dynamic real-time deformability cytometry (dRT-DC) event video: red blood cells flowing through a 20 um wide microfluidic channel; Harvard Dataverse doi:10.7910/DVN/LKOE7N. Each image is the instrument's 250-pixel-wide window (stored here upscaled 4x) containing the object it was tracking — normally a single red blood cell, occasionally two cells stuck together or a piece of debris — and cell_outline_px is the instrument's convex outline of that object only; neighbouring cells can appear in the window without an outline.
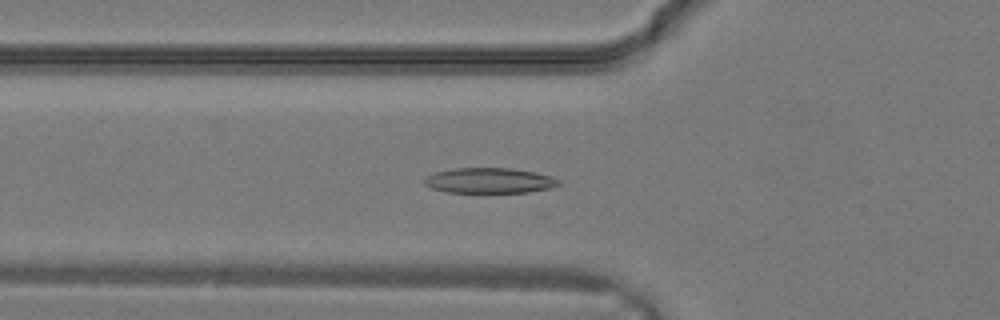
{"species": "common noctule bat (a hibernating species)", "species_latin": "Nyctalus noctula", "temperature_condition": "warm", "stored_images_in_passage": 32, "camera_frame_rate_fps": 3000, "um_per_image_px": 0.085, "animal": {"sex": "male", "body_mass_g": 19.2, "forearm_length_mm": 51.8}, "frame": {"image": 1, "passage_image": 11, "time_ms": 3.333, "image_size_px": [1000, 320], "cell_outline_px": [[560, 184], [552, 188], [528, 192], [444, 192], [432, 188], [424, 184], [420, 180], [436, 172], [456, 168], [512, 168], [536, 172], [552, 176], [560, 180]], "centroid_in_image_um": [41.61, 15.34], "position_along_channel_um": 84.2, "area_um2": 19.94}}
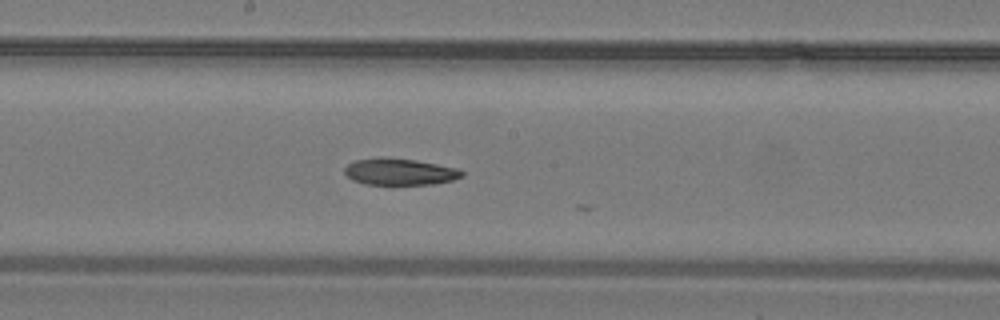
{"frame": {"image": 2, "passage_image": 17, "time_ms": 5.333, "image_size_px": [1000, 320], "cell_outline_px": [[464, 176], [452, 180], [436, 184], [364, 184], [352, 180], [344, 172], [344, 168], [348, 164], [356, 160], [380, 156], [388, 156], [416, 160], [460, 168], [464, 172]], "centroid_in_image_um": [34.0, 14.58], "position_along_channel_um": 214.2, "area_um2": 18.55}}
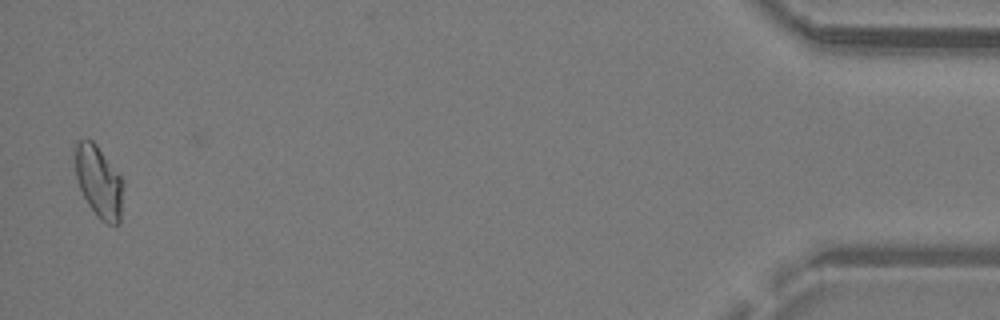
{"frame": {"image": 3, "passage_image": 31, "time_ms": 10.0, "image_size_px": [1000, 320], "cell_outline_px": [[124, 184], [120, 224], [108, 224], [100, 220], [88, 204], [80, 188], [76, 176], [76, 140], [92, 140], [96, 144], [124, 180]], "centroid_in_image_um": [8.44, 15.48], "position_along_channel_um": 426.8, "area_um2": 20.06}}